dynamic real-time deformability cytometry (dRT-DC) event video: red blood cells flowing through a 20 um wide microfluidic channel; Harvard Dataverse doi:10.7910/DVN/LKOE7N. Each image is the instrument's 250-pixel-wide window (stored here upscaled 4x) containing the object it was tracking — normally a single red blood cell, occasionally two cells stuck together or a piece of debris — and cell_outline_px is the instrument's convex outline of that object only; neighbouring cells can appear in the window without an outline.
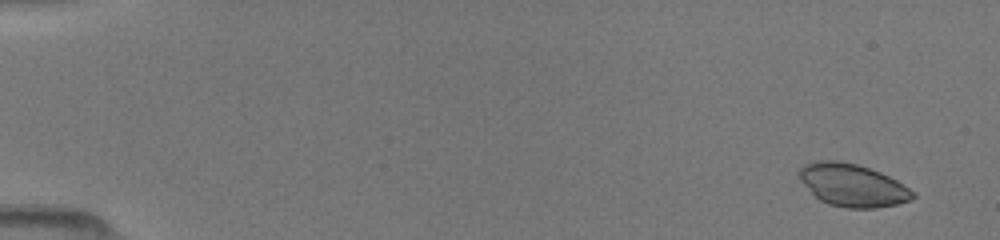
{"species": "common noctule bat (a hibernating species)", "species_latin": "Nyctalus noctula", "temperature_condition": "room temperature", "stored_images_in_passage": 29, "camera_frame_rate_fps": 3000, "um_per_image_px": 0.085, "animal": {"sex": "female", "body_mass_g": 19.5, "forearm_length_mm": 54.1}, "frame": {"image": 1, "passage_image": 3, "time_ms": 0.667, "image_size_px": [1000, 240], "cell_outline_px": [[916, 196], [908, 200], [896, 204], [876, 208], [848, 208], [828, 204], [820, 200], [800, 180], [800, 168], [808, 164], [824, 160], [836, 160], [856, 164], [880, 172], [896, 180], [908, 188]], "centroid_in_image_um": [72.47, 15.75], "position_along_channel_um": 12.5, "area_um2": 27.57}}
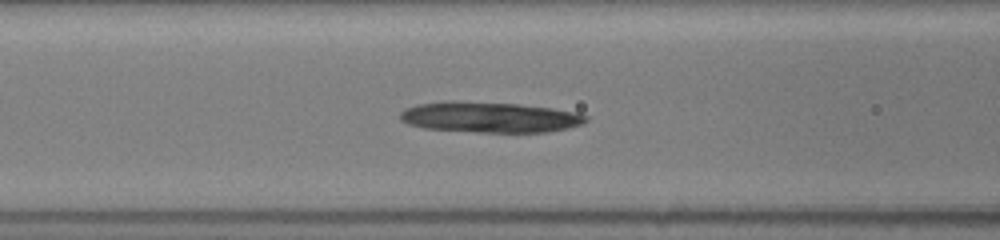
{"frame": {"image": 2, "passage_image": 20, "time_ms": 7.0, "image_size_px": [1000, 240], "cell_outline_px": [[588, 120], [580, 124], [568, 128], [548, 132], [476, 132], [424, 128], [408, 124], [400, 120], [400, 112], [404, 108], [416, 104], [444, 100], [452, 100], [516, 104], [552, 108], [576, 112], [588, 116]], "centroid_in_image_um": [41.57, 9.95], "position_along_channel_um": 125.0, "area_um2": 33.41}}
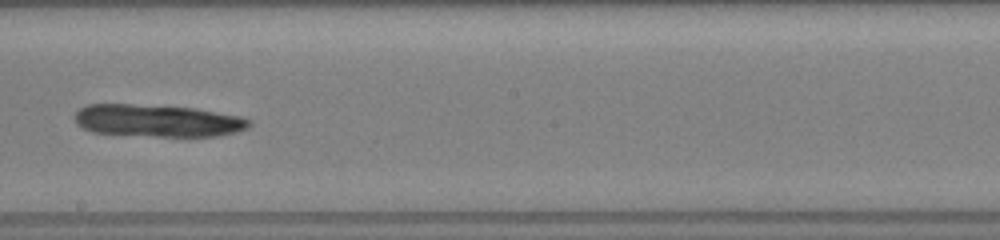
{"frame": {"image": 3, "passage_image": 27, "time_ms": 9.667, "image_size_px": [1000, 240], "cell_outline_px": [[252, 124], [236, 132], [216, 136], [156, 136], [92, 132], [76, 124], [76, 112], [80, 108], [88, 104], [132, 104], [192, 108], [236, 116], [248, 120]], "centroid_in_image_um": [13.33, 10.26], "position_along_channel_um": 234.9, "area_um2": 32.19}}